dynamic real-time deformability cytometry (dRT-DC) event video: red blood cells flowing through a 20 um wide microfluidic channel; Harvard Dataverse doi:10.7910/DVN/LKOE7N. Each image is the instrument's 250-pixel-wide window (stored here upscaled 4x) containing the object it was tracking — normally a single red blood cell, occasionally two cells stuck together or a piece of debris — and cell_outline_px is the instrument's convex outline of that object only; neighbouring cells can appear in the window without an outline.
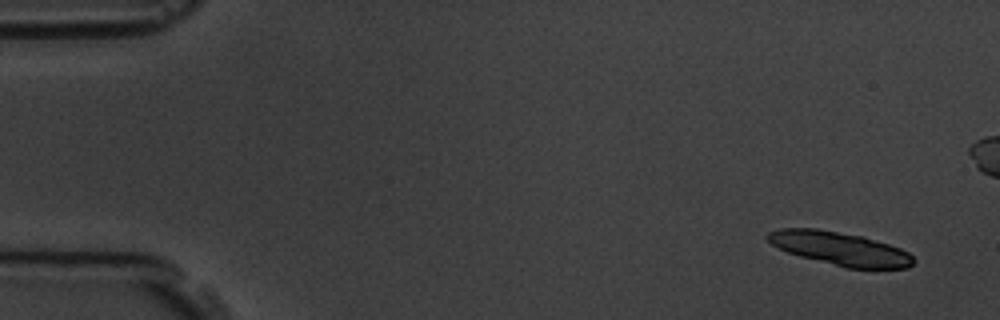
{"species": "common noctule bat (a hibernating species)", "species_latin": "Nyctalus noctula", "temperature_condition": "room temperature", "stored_images_in_passage": 6, "camera_frame_rate_fps": 3000, "um_per_image_px": 0.085, "animal": {"sex": "male", "body_mass_g": 19.5, "forearm_length_mm": 54.6}, "frame": {"image": 1, "passage_image": 1, "time_ms": 0.0, "image_size_px": [1000, 320], "cell_outline_px": [[916, 260], [908, 268], [848, 268], [800, 256], [788, 252], [772, 244], [764, 236], [768, 232], [780, 228], [816, 228], [864, 236], [900, 248], [908, 252]], "centroid_in_image_um": [71.4, 21.11], "position_along_channel_um": 13.6, "area_um2": 28.21}}